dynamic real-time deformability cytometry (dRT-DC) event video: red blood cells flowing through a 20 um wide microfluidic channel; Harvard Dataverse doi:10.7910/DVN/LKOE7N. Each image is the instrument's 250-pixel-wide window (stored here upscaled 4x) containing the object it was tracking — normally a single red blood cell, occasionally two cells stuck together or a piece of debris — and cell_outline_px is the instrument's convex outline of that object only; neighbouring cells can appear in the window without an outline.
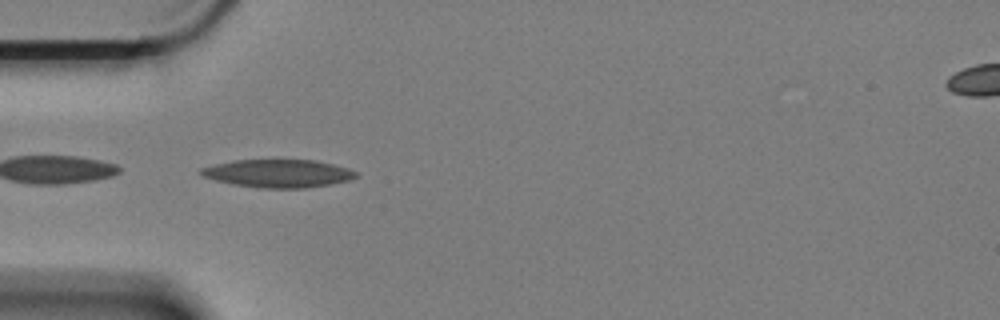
{"species": "Egyptian fruit bat (a non-hibernating species)", "species_latin": "Rousettus aegyptiacus", "temperature_condition": "cold", "stored_images_in_passage": 38, "camera_frame_rate_fps": 3000, "um_per_image_px": 0.085, "animal": {"sex": "female"}, "frame": {"image": 1, "passage_image": 2, "time_ms": 0.333, "image_size_px": [1000, 320], "cell_outline_px": [[356, 176], [348, 180], [328, 184], [304, 188], [260, 188], [232, 184], [216, 180], [204, 176], [200, 172], [200, 168], [216, 164], [236, 160], [316, 160], [348, 168], [356, 172]], "centroid_in_image_um": [23.63, 14.74], "position_along_channel_um": 61.4, "area_um2": 24.91}}
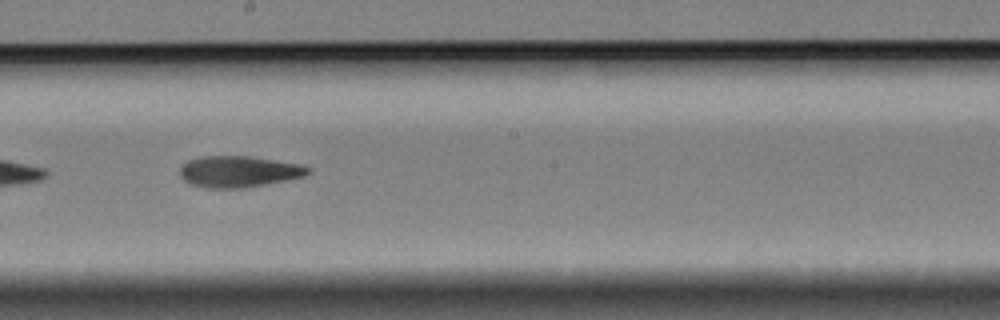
{"frame": {"image": 2, "passage_image": 17, "time_ms": 5.333, "image_size_px": [1000, 320], "cell_outline_px": [[312, 172], [304, 176], [244, 188], [208, 188], [192, 184], [184, 180], [180, 176], [180, 168], [188, 160], [200, 156], [248, 156], [300, 164], [312, 168]], "centroid_in_image_um": [20.29, 14.58], "position_along_channel_um": 227.9, "area_um2": 23.24}}
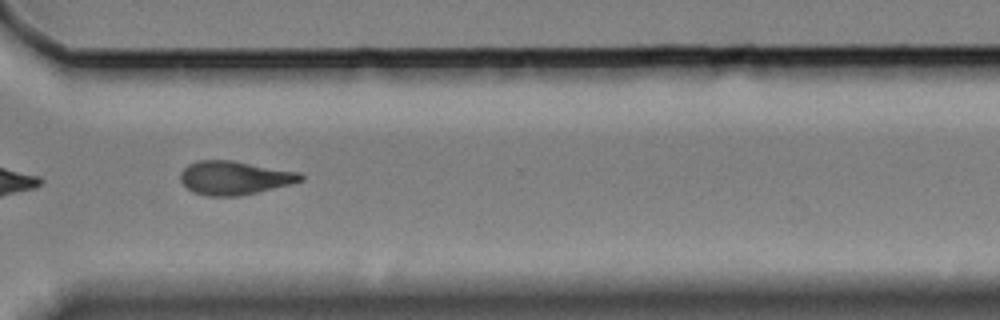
{"frame": {"image": 3, "passage_image": 28, "time_ms": 9.0, "image_size_px": [1000, 320], "cell_outline_px": [[304, 180], [292, 184], [256, 192], [236, 196], [208, 196], [192, 192], [180, 180], [180, 172], [188, 164], [196, 160], [232, 160], [300, 172], [304, 176]], "centroid_in_image_um": [19.93, 15.1], "position_along_channel_um": 350.7, "area_um2": 23.64}, "authors_computed_cell_mechanics": {"area_um2": 23.5246, "velocity_mm_per_s": 3.3497, "shape_relaxation_time_tau1_ms": null, "shape_relaxation_time_tau2_ms": 7.4963, "deformation_change_tau1": null, "deformation_change_tau2": 0.1609}}